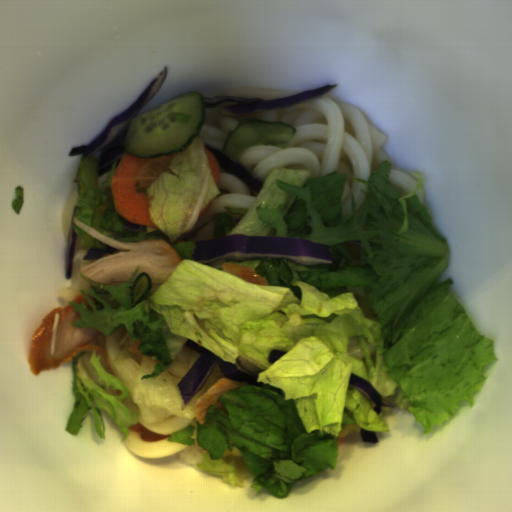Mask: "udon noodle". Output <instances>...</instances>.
<instances>
[{"label":"udon noodle","instance_id":"1","mask_svg":"<svg viewBox=\"0 0 512 512\" xmlns=\"http://www.w3.org/2000/svg\"><path fill=\"white\" fill-rule=\"evenodd\" d=\"M249 118L286 122L296 130L287 148L254 145L245 150L237 161L253 177L263 183L276 168L310 171L311 178L334 171L345 174L340 215L351 213L352 194L356 218L362 214V191L367 192V185L352 176L369 181L378 164L387 161L384 145L388 139L355 105L324 95L298 105L240 116H224L217 108L205 107L204 126L196 138L204 147L223 150L229 133Z\"/></svg>","mask_w":512,"mask_h":512},{"label":"udon noodle","instance_id":"2","mask_svg":"<svg viewBox=\"0 0 512 512\" xmlns=\"http://www.w3.org/2000/svg\"><path fill=\"white\" fill-rule=\"evenodd\" d=\"M211 170L209 167L199 199L186 230L176 239L178 245L183 241H192L196 246L198 240L213 239L214 219L216 214L225 213L224 207L251 208L258 193L235 174L224 169L219 163L218 190L220 194L211 201L209 209L200 216L203 202L208 193Z\"/></svg>","mask_w":512,"mask_h":512},{"label":"udon noodle","instance_id":"3","mask_svg":"<svg viewBox=\"0 0 512 512\" xmlns=\"http://www.w3.org/2000/svg\"><path fill=\"white\" fill-rule=\"evenodd\" d=\"M91 249L92 248H87L84 245H81L80 237L79 235L76 234L74 259L71 274L72 283L70 286L59 290V297H61L68 303L72 302L77 295H81L79 292L81 289L87 290L91 288L90 283L88 281H85L80 276L81 273L78 271L81 267L94 260H83V256Z\"/></svg>","mask_w":512,"mask_h":512},{"label":"udon noodle","instance_id":"4","mask_svg":"<svg viewBox=\"0 0 512 512\" xmlns=\"http://www.w3.org/2000/svg\"><path fill=\"white\" fill-rule=\"evenodd\" d=\"M304 91H291L263 87L235 86L221 92L217 96H239L246 98H260L262 100H276L292 97Z\"/></svg>","mask_w":512,"mask_h":512},{"label":"udon noodle","instance_id":"5","mask_svg":"<svg viewBox=\"0 0 512 512\" xmlns=\"http://www.w3.org/2000/svg\"><path fill=\"white\" fill-rule=\"evenodd\" d=\"M199 356L200 354L183 345L166 371L182 380Z\"/></svg>","mask_w":512,"mask_h":512},{"label":"udon noodle","instance_id":"6","mask_svg":"<svg viewBox=\"0 0 512 512\" xmlns=\"http://www.w3.org/2000/svg\"><path fill=\"white\" fill-rule=\"evenodd\" d=\"M79 197V190L70 194L62 211H61V234L64 245L67 248V240L70 229V224L73 216L74 206H76Z\"/></svg>","mask_w":512,"mask_h":512},{"label":"udon noodle","instance_id":"7","mask_svg":"<svg viewBox=\"0 0 512 512\" xmlns=\"http://www.w3.org/2000/svg\"><path fill=\"white\" fill-rule=\"evenodd\" d=\"M388 180L399 193V195L407 196L409 193L413 191L416 187L417 182L413 180L410 176L400 172V171H391L388 175Z\"/></svg>","mask_w":512,"mask_h":512},{"label":"udon noodle","instance_id":"8","mask_svg":"<svg viewBox=\"0 0 512 512\" xmlns=\"http://www.w3.org/2000/svg\"><path fill=\"white\" fill-rule=\"evenodd\" d=\"M347 353H351V354L361 358L362 360L365 358L364 353H363V348L358 340V337L355 336V337L351 338V341L348 345Z\"/></svg>","mask_w":512,"mask_h":512},{"label":"udon noodle","instance_id":"9","mask_svg":"<svg viewBox=\"0 0 512 512\" xmlns=\"http://www.w3.org/2000/svg\"><path fill=\"white\" fill-rule=\"evenodd\" d=\"M366 344H367V348H368V351H369L371 357H375V352H376L375 345H373V344H371V343H369L367 341H366Z\"/></svg>","mask_w":512,"mask_h":512},{"label":"udon noodle","instance_id":"10","mask_svg":"<svg viewBox=\"0 0 512 512\" xmlns=\"http://www.w3.org/2000/svg\"><path fill=\"white\" fill-rule=\"evenodd\" d=\"M417 199L423 204V206L425 207V202H426V197L424 195V193H422L421 191L419 193H417Z\"/></svg>","mask_w":512,"mask_h":512}]
</instances>
